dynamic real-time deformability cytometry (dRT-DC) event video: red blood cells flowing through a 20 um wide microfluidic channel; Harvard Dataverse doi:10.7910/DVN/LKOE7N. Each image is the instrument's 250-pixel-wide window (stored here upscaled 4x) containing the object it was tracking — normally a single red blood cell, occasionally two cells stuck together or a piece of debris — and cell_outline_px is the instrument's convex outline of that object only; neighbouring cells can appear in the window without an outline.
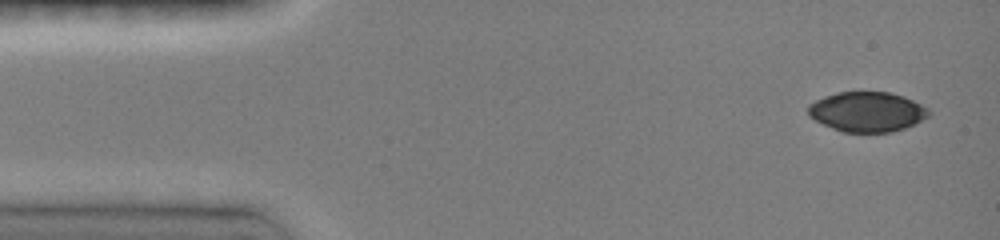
{"species": "common noctule bat (a hibernating species)", "species_latin": "Nyctalus noctula", "temperature_condition": "room temperature", "stored_images_in_passage": 38, "camera_frame_rate_fps": 3000, "um_per_image_px": 0.085, "animal": {"sex": "female", "body_mass_g": 19.0, "forearm_length_mm": 51.5}, "frame": {"image": 1, "passage_image": 1, "time_ms": 0.0, "image_size_px": [1000, 240], "cell_outline_px": [[932, 112], [928, 116], [904, 128], [892, 132], [844, 132], [832, 128], [808, 116], [808, 104], [824, 96], [836, 92], [888, 92], [904, 96], [928, 108]], "centroid_in_image_um": [73.69, 9.49], "position_along_channel_um": 11.3, "area_um2": 27.92}}
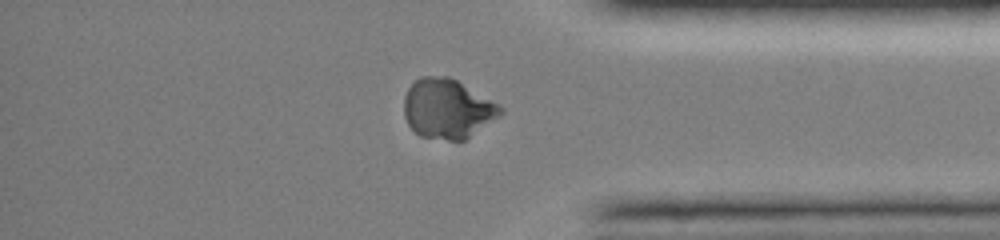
{"frame": {"image": 2, "passage_image": 30, "time_ms": 12.0, "image_size_px": [1000, 240], "cell_outline_px": [[504, 112], [464, 140], [448, 140], [420, 136], [408, 124], [404, 116], [404, 96], [408, 88], [420, 76], [448, 76], [456, 80], [504, 108]], "centroid_in_image_um": [37.99, 9.24], "position_along_channel_um": 397.2, "area_um2": 33.0}}
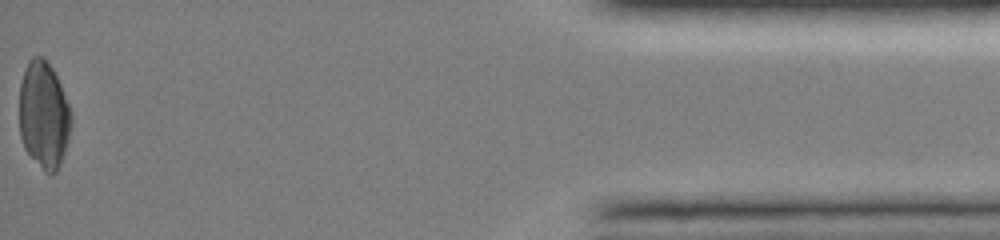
{"frame": {"image": 3, "passage_image": 37, "time_ms": 14.667, "image_size_px": [1000, 240], "cell_outline_px": [[72, 120], [68, 140], [60, 164], [56, 172], [52, 176], [48, 176], [44, 172], [24, 148], [20, 136], [20, 84], [28, 60], [32, 56], [44, 56], [52, 68], [60, 84], [72, 112]], "centroid_in_image_um": [3.73, 9.79], "position_along_channel_um": 431.5, "area_um2": 32.6}}